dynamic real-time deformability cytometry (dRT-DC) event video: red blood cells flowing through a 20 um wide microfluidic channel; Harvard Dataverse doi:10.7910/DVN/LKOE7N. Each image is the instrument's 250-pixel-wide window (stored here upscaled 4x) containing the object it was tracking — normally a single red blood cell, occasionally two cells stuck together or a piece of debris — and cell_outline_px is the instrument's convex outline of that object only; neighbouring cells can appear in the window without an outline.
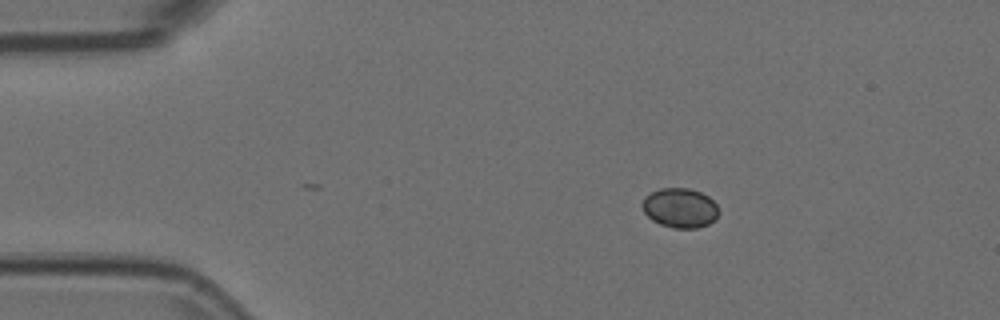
{"species": "Egyptian fruit bat (a non-hibernating species)", "species_latin": "Rousettus aegyptiacus", "temperature_condition": "room temperature", "stored_images_in_passage": 41, "camera_frame_rate_fps": 3000, "um_per_image_px": 0.085, "animal": {"sex": "female"}, "frame": {"image": 1, "passage_image": 1, "time_ms": 0.0, "image_size_px": [1000, 320], "cell_outline_px": [[720, 212], [708, 224], [696, 228], [672, 228], [660, 224], [652, 220], [644, 212], [640, 204], [644, 196], [660, 188], [688, 188], [700, 192], [708, 196], [716, 204]], "centroid_in_image_um": [57.77, 17.67], "position_along_channel_um": 27.2, "area_um2": 17.69}}
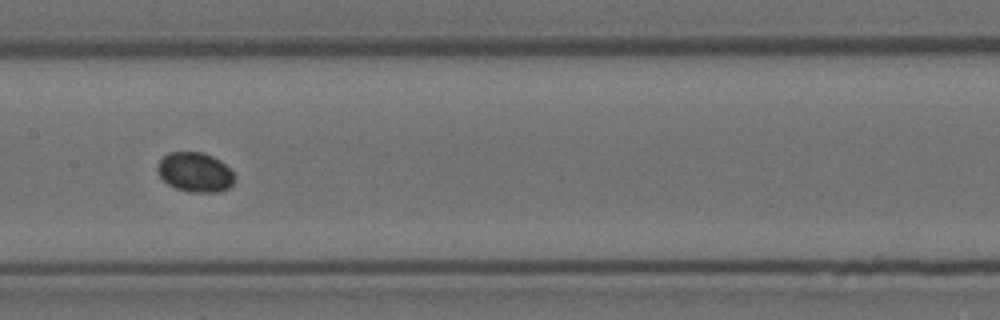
{"frame": {"image": 2, "passage_image": 19, "time_ms": 6.0, "image_size_px": [1000, 320], "cell_outline_px": [[236, 180], [228, 188], [220, 192], [188, 192], [176, 188], [168, 184], [160, 176], [156, 168], [160, 160], [168, 152], [200, 152], [212, 156], [220, 160], [236, 176]], "centroid_in_image_um": [16.59, 14.64], "position_along_channel_um": 190.8, "area_um2": 17.8}}
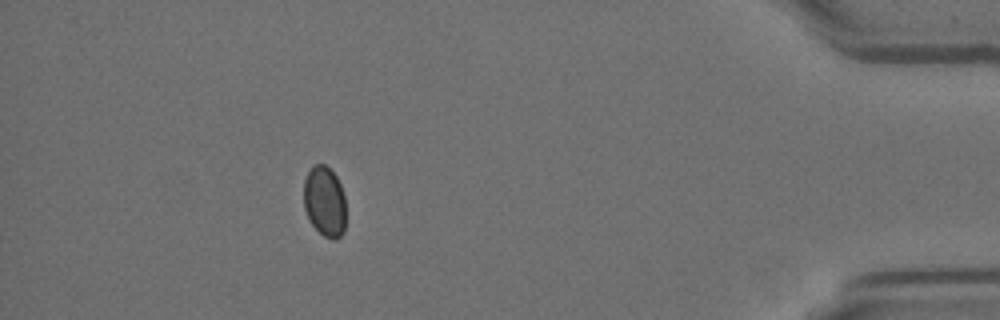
{"frame": {"image": 3, "passage_image": 41, "time_ms": 13.333, "image_size_px": [1000, 320], "cell_outline_px": [[344, 232], [336, 240], [332, 240], [324, 236], [312, 224], [304, 208], [304, 180], [312, 164], [324, 164], [336, 176], [340, 184], [344, 196]], "centroid_in_image_um": [27.58, 17.12], "position_along_channel_um": 407.6, "area_um2": 17.17}}